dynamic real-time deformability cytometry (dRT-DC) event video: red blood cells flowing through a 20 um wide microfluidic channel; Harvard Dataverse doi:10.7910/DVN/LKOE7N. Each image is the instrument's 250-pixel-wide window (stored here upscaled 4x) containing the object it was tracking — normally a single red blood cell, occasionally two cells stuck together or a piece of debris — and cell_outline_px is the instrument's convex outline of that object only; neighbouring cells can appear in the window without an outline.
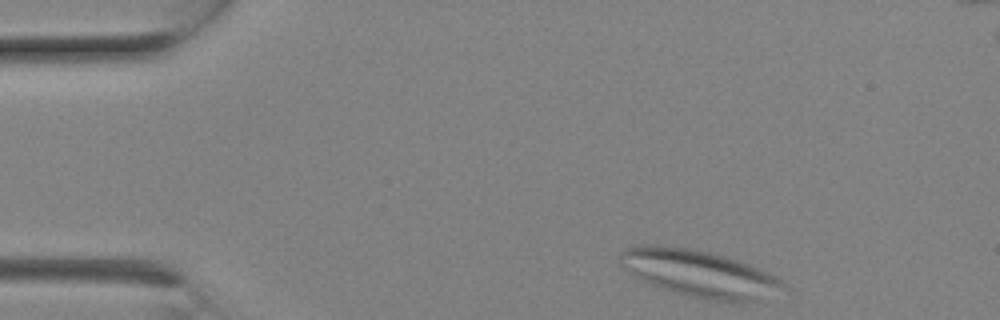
{"species": "Egyptian fruit bat (a non-hibernating species)", "species_latin": "Rousettus aegyptiacus", "temperature_condition": "room temperature", "stored_images_in_passage": 4, "camera_frame_rate_fps": 3000, "um_per_image_px": 0.085, "animal": {"sex": "female"}, "frame": {"image": 1, "passage_image": 1, "time_ms": 0.0, "image_size_px": [1000, 320], "cell_outline_px": [[788, 292], [740, 304], [704, 300], [672, 292], [640, 280], [632, 276], [620, 264], [620, 252], [624, 248], [644, 244], [656, 244], [688, 248], [708, 252], [724, 256], [748, 264], [776, 276], [788, 288]], "centroid_in_image_um": [59.47, 23.28], "position_along_channel_um": 25.5, "area_um2": 45.49}}